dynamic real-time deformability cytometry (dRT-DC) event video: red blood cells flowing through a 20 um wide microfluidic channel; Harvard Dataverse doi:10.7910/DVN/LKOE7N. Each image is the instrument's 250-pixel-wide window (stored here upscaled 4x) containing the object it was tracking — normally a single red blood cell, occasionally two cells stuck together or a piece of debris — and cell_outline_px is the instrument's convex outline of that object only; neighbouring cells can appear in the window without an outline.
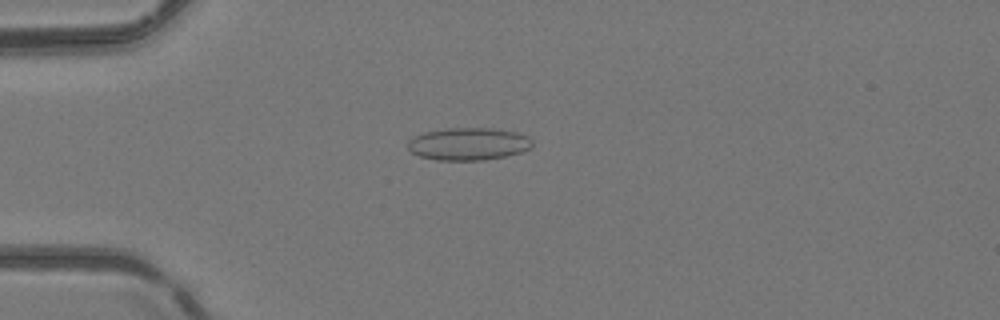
{"species": "common noctule bat (a hibernating species)", "species_latin": "Nyctalus noctula", "temperature_condition": "room temperature", "stored_images_in_passage": 51, "camera_frame_rate_fps": 3000, "um_per_image_px": 0.085, "animal": {"sex": "female", "body_mass_g": 24.6, "forearm_length_mm": 56.2}, "frame": {"image": 1, "passage_image": 14, "time_ms": 4.333, "image_size_px": [1000, 320], "cell_outline_px": [[532, 148], [520, 152], [504, 156], [480, 160], [436, 160], [420, 156], [412, 152], [408, 148], [408, 140], [424, 132], [448, 128], [492, 128], [516, 132], [528, 136], [532, 140]], "centroid_in_image_um": [39.82, 12.23], "position_along_channel_um": 45.2, "area_um2": 23.47}}
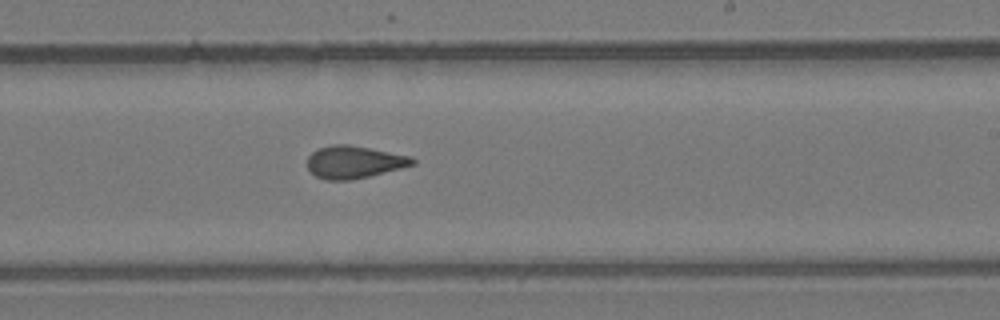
{"frame": {"image": 2, "passage_image": 31, "time_ms": 10.0, "image_size_px": [1000, 320], "cell_outline_px": [[416, 164], [368, 176], [348, 180], [328, 180], [316, 176], [308, 168], [308, 156], [316, 148], [332, 144], [348, 144], [412, 156], [416, 160]], "centroid_in_image_um": [30.09, 13.75], "position_along_channel_um": 258.9, "area_um2": 19.83}}
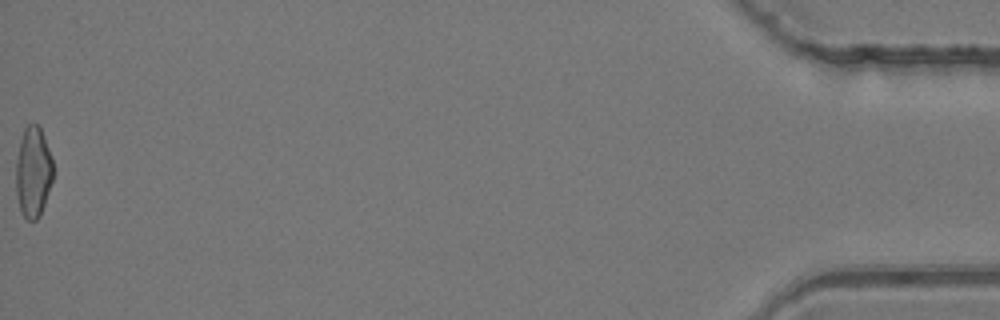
{"frame": {"image": 3, "passage_image": 51, "time_ms": 16.667, "image_size_px": [1000, 320], "cell_outline_px": [[52, 180], [40, 216], [36, 220], [28, 220], [24, 216], [20, 208], [16, 192], [16, 160], [20, 140], [24, 128], [28, 124], [36, 124], [40, 128], [48, 148], [52, 160]], "centroid_in_image_um": [2.8, 14.62], "position_along_channel_um": 432.4, "area_um2": 19.31}, "authors_computed_cell_mechanics": {"area_um2": 19.9988, "velocity_mm_per_s": 4.1595, "shape_relaxation_time_tau1_ms": null, "shape_relaxation_time_tau2_ms": 1.746, "deformation_change_tau1": null, "deformation_change_tau2": 0.0845}}